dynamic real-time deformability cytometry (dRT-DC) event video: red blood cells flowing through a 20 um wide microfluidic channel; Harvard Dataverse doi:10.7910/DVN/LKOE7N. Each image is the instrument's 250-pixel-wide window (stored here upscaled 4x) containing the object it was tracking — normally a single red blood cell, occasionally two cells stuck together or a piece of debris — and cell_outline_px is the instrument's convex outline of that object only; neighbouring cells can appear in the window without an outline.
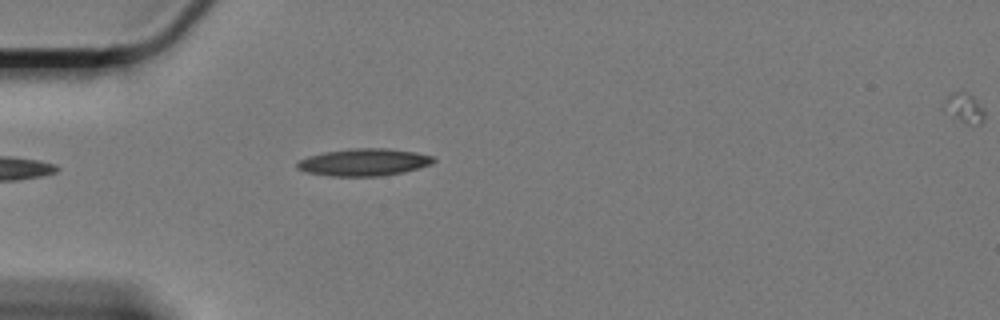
{"species": "Egyptian fruit bat (a non-hibernating species)", "species_latin": "Rousettus aegyptiacus", "temperature_condition": "cold", "stored_images_in_passage": 13, "camera_frame_rate_fps": 3000, "um_per_image_px": 0.085, "animal": {"sex": "female"}, "frame": {"image": 1, "passage_image": 1, "time_ms": 0.0, "image_size_px": [1000, 320], "cell_outline_px": [[436, 160], [432, 164], [404, 172], [384, 176], [328, 176], [304, 172], [296, 168], [296, 164], [300, 160], [308, 156], [324, 152], [356, 148], [388, 148], [416, 152], [432, 156]], "centroid_in_image_um": [30.93, 13.79], "position_along_channel_um": 54.1, "area_um2": 21.79}}
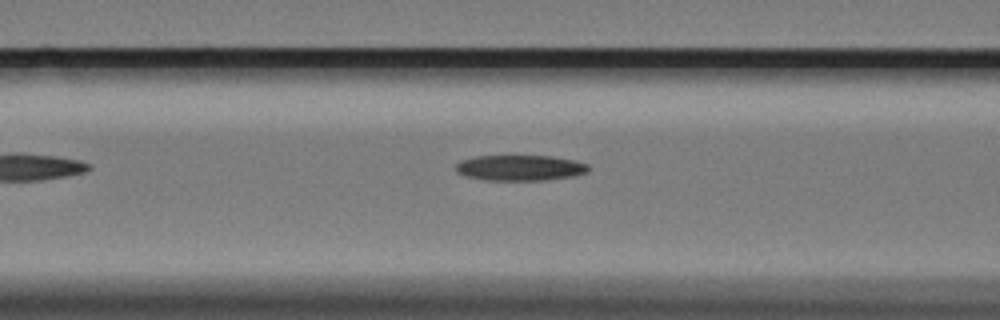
{"frame": {"image": 2, "passage_image": 8, "time_ms": 2.333, "image_size_px": [1000, 320], "cell_outline_px": [[588, 172], [572, 176], [544, 180], [484, 180], [464, 176], [456, 172], [456, 164], [460, 160], [476, 156], [552, 156], [576, 160], [588, 164]], "centroid_in_image_um": [44.18, 14.26], "position_along_channel_um": 122.4, "area_um2": 19.88}}
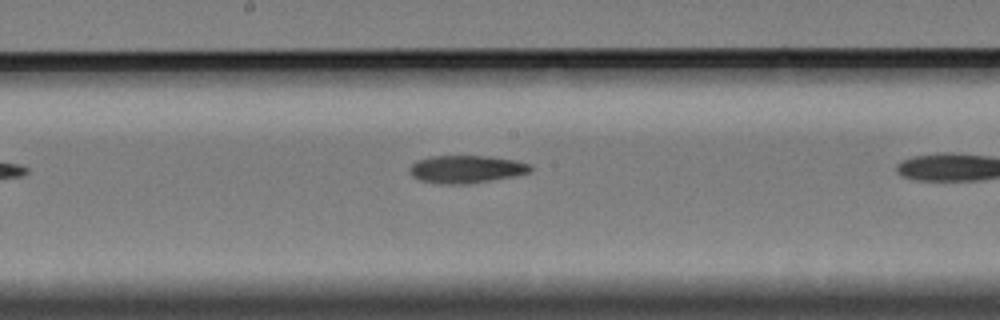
{"frame": {"image": 3, "passage_image": 12, "time_ms": 3.667, "image_size_px": [1000, 320], "cell_outline_px": [[532, 172], [516, 176], [468, 184], [440, 184], [420, 180], [412, 176], [408, 168], [416, 160], [432, 156], [488, 156], [516, 160], [532, 164]], "centroid_in_image_um": [39.66, 14.38], "position_along_channel_um": 208.5, "area_um2": 19.77}}